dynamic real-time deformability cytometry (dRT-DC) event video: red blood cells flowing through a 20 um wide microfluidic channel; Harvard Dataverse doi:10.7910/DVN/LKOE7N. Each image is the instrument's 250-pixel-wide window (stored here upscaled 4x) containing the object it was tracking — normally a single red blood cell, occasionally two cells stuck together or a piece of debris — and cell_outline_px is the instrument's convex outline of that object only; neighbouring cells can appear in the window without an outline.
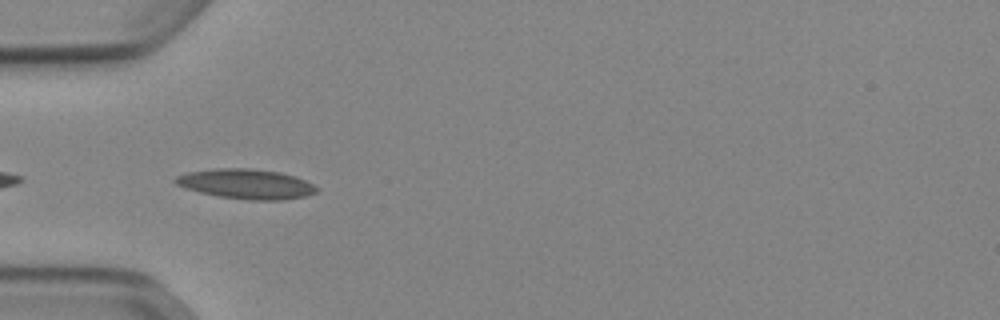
{"species": "Egyptian fruit bat (a non-hibernating species)", "species_latin": "Rousettus aegyptiacus", "temperature_condition": "cold", "stored_images_in_passage": 8, "camera_frame_rate_fps": 3000, "um_per_image_px": 0.085, "animal": {"sex": "female"}, "frame": {"image": 1, "passage_image": 2, "time_ms": 0.333, "image_size_px": [1000, 320], "cell_outline_px": [[320, 188], [316, 192], [304, 196], [280, 200], [248, 200], [220, 196], [200, 192], [184, 188], [176, 184], [172, 180], [176, 176], [188, 172], [212, 168], [252, 168], [280, 172], [296, 176]], "centroid_in_image_um": [20.91, 15.62], "position_along_channel_um": 64.1, "area_um2": 24.62}}
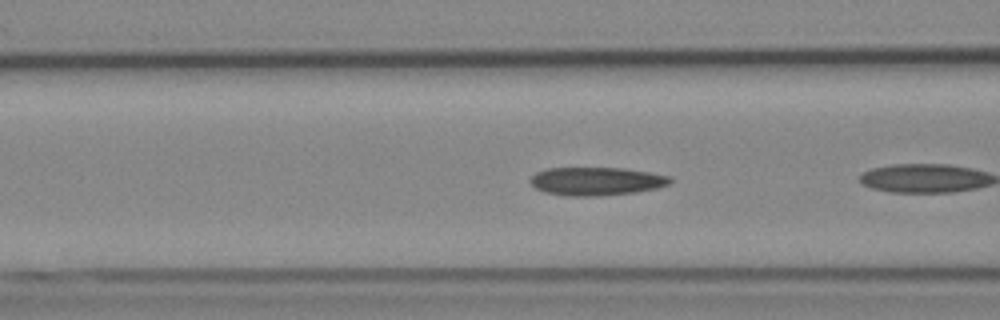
{"frame": {"image": 2, "passage_image": 4, "time_ms": 1.0, "image_size_px": [1000, 320], "cell_outline_px": [[672, 184], [656, 188], [636, 192], [596, 196], [568, 196], [544, 192], [536, 188], [528, 180], [536, 172], [548, 168], [624, 168], [672, 176]], "centroid_in_image_um": [50.71, 15.4], "position_along_channel_um": 115.9, "area_um2": 23.12}}
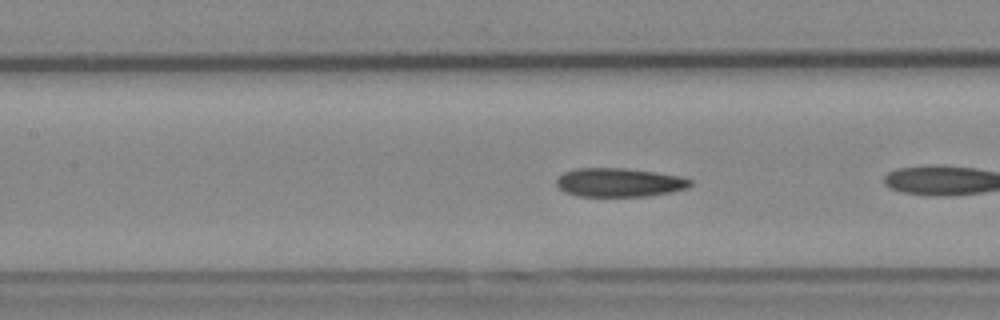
{"frame": {"image": 3, "passage_image": 7, "time_ms": 2.0, "image_size_px": [1000, 320], "cell_outline_px": [[692, 184], [688, 188], [648, 196], [580, 196], [564, 192], [556, 184], [556, 180], [564, 172], [576, 168], [624, 168], [680, 176], [692, 180]], "centroid_in_image_um": [52.62, 15.51], "position_along_channel_um": 154.8, "area_um2": 22.25}}